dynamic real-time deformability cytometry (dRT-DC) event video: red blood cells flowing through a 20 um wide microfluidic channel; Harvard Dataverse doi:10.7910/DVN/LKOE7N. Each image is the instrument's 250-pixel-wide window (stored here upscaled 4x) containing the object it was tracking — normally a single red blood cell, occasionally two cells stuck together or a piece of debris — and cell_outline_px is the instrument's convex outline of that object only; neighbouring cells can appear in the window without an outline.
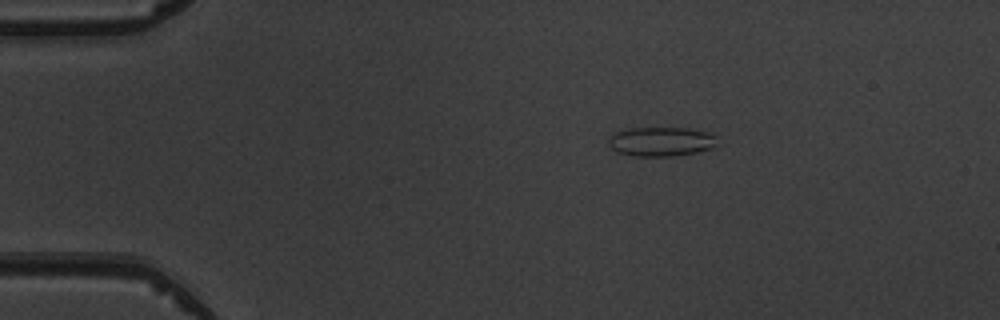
{"species": "common noctule bat (a hibernating species)", "species_latin": "Nyctalus noctula", "temperature_condition": "warm", "stored_images_in_passage": 5, "camera_frame_rate_fps": 3000, "um_per_image_px": 0.085, "animal": {"sex": "male", "body_mass_g": 19.5, "forearm_length_mm": 54.6}, "frame": {"image": 1, "passage_image": 2, "time_ms": 2.0, "image_size_px": [1000, 320], "cell_outline_px": [[716, 136], [712, 148], [696, 152], [672, 156], [636, 156], [616, 152], [608, 144], [608, 140], [612, 132], [628, 128], [688, 128], [708, 132]], "centroid_in_image_um": [56.13, 12.02], "position_along_channel_um": 28.9, "area_um2": 18.55}}
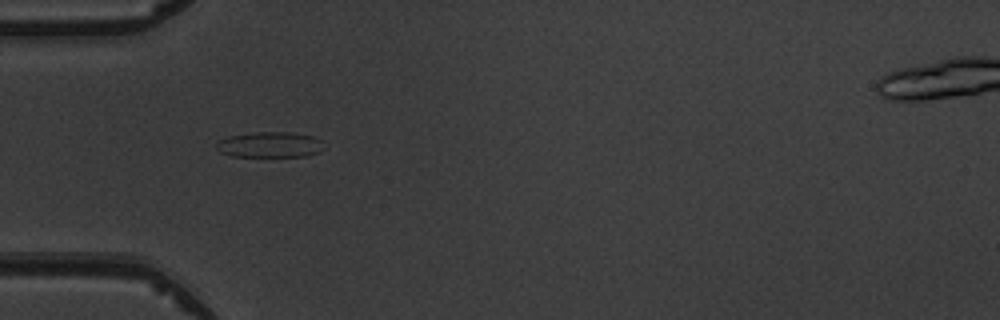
{"frame": {"image": 2, "passage_image": 4, "time_ms": 4.333, "image_size_px": [1000, 320], "cell_outline_px": [[320, 152], [308, 156], [232, 156], [220, 152], [216, 148], [216, 144], [220, 140], [228, 136], [256, 132], [288, 132], [312, 136], [320, 140]], "centroid_in_image_um": [22.89, 12.3], "position_along_channel_um": 62.1, "area_um2": 15.78}}
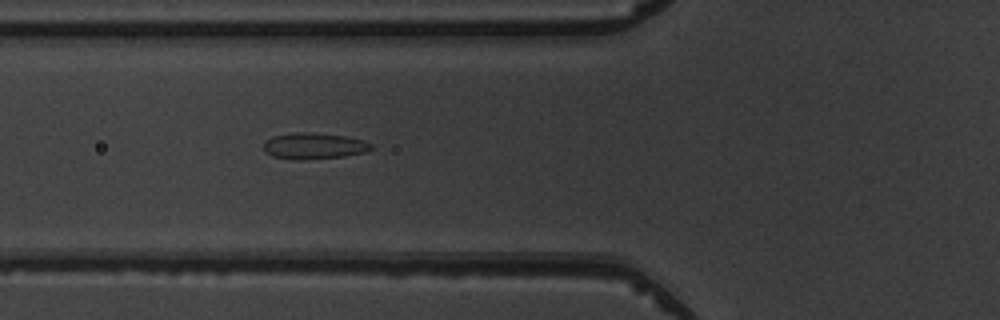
{"frame": {"image": 3, "passage_image": 5, "time_ms": 5.333, "image_size_px": [1000, 320], "cell_outline_px": [[372, 148], [364, 152], [344, 156], [300, 160], [296, 160], [272, 156], [264, 148], [264, 144], [272, 136], [296, 132], [312, 132], [344, 136], [360, 140], [372, 144]], "centroid_in_image_um": [26.67, 12.4], "position_along_channel_um": 99.1, "area_um2": 16.13}}